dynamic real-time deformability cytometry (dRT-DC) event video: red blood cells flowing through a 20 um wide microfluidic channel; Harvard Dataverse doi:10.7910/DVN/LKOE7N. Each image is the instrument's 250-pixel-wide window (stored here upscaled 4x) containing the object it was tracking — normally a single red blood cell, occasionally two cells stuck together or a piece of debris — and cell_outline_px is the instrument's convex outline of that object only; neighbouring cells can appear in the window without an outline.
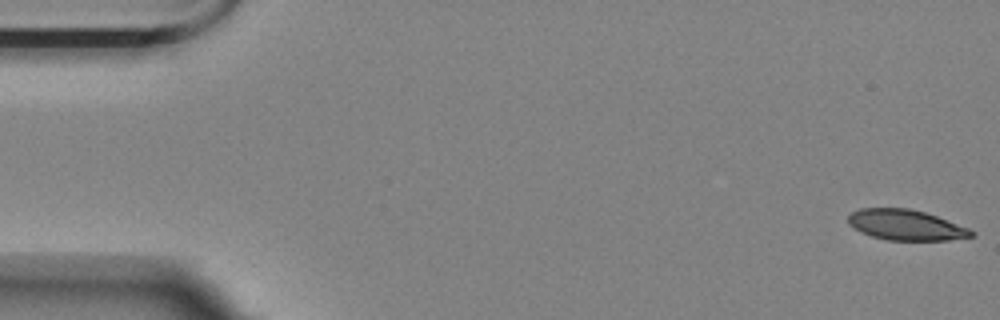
{"species": "Egyptian fruit bat (a non-hibernating species)", "species_latin": "Rousettus aegyptiacus", "temperature_condition": "room temperature", "stored_images_in_passage": 10, "camera_frame_rate_fps": 3000, "um_per_image_px": 0.085, "animal": {"sex": "female"}, "frame": {"image": 1, "passage_image": 1, "time_ms": 0.0, "image_size_px": [1000, 320], "cell_outline_px": [[976, 236], [948, 240], [888, 240], [872, 236], [860, 232], [848, 224], [848, 216], [852, 212], [860, 208], [908, 208], [924, 212], [936, 216], [968, 228], [976, 232]], "centroid_in_image_um": [76.99, 19.13], "position_along_channel_um": 8.0, "area_um2": 21.85}}